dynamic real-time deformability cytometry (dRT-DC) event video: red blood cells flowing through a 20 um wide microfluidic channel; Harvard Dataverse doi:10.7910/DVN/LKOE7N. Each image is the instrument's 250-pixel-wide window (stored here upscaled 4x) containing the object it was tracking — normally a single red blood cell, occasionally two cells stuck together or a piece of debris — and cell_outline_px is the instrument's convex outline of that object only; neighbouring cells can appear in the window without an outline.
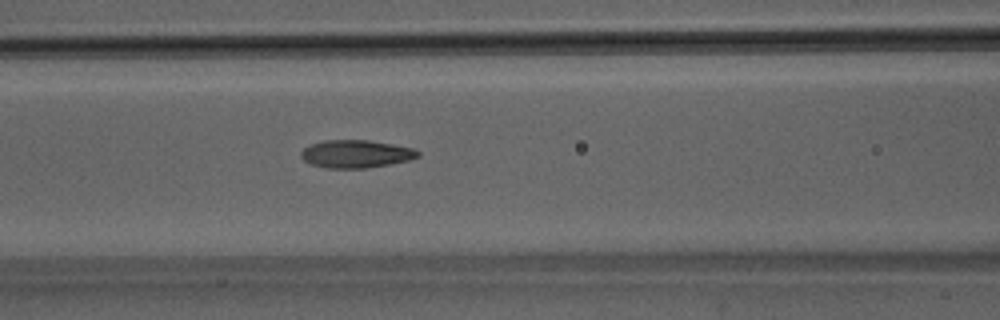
{"species": "Egyptian fruit bat (a non-hibernating species)", "species_latin": "Rousettus aegyptiacus", "temperature_condition": "room temperature", "stored_images_in_passage": 34, "camera_frame_rate_fps": 3000, "um_per_image_px": 0.085, "animal": {"sex": "male"}, "frame": {"image": 1, "passage_image": 12, "time_ms": 3.667, "image_size_px": [1000, 320], "cell_outline_px": [[420, 156], [408, 160], [388, 164], [364, 168], [324, 168], [312, 164], [304, 160], [300, 156], [300, 152], [304, 148], [312, 144], [324, 140], [368, 140], [392, 144], [412, 148], [420, 152]], "centroid_in_image_um": [30.23, 13.08], "position_along_channel_um": 136.4, "area_um2": 18.79}}
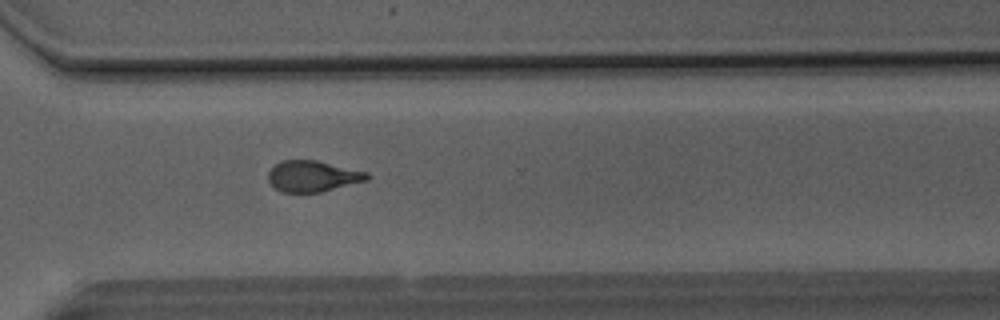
{"frame": {"image": 2, "passage_image": 27, "time_ms": 8.667, "image_size_px": [1000, 320], "cell_outline_px": [[372, 176], [368, 180], [320, 192], [280, 192], [268, 180], [268, 172], [276, 164], [284, 160], [316, 160], [368, 172]], "centroid_in_image_um": [26.61, 14.97], "position_along_channel_um": 344.0, "area_um2": 17.8}}
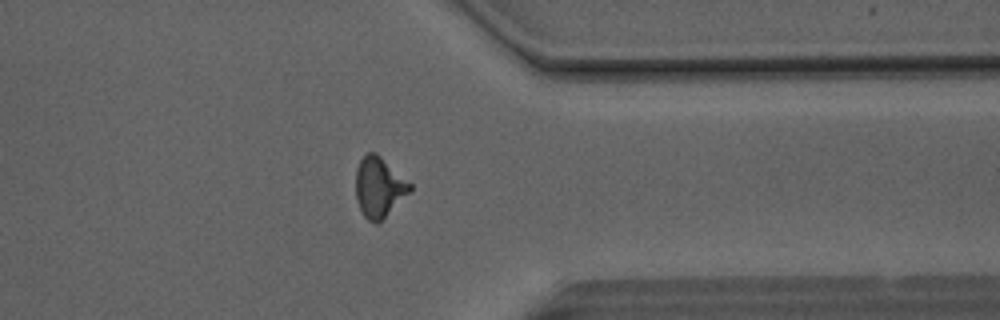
{"frame": {"image": 3, "passage_image": 30, "time_ms": 9.667, "image_size_px": [1000, 320], "cell_outline_px": [[412, 188], [376, 224], [368, 220], [364, 216], [356, 200], [356, 168], [360, 160], [368, 152], [376, 152], [412, 184]], "centroid_in_image_um": [32.18, 15.87], "position_along_channel_um": 379.2, "area_um2": 18.5}, "authors_computed_cell_mechanics": {"area_um2": 18.3804, "velocity_mm_per_s": 4.159, "shape_relaxation_time_tau1_ms": 3.7644, "shape_relaxation_time_tau2_ms": 1.6689, "deformation_change_tau1": 0.171, "deformation_change_tau2": 0.1005}}